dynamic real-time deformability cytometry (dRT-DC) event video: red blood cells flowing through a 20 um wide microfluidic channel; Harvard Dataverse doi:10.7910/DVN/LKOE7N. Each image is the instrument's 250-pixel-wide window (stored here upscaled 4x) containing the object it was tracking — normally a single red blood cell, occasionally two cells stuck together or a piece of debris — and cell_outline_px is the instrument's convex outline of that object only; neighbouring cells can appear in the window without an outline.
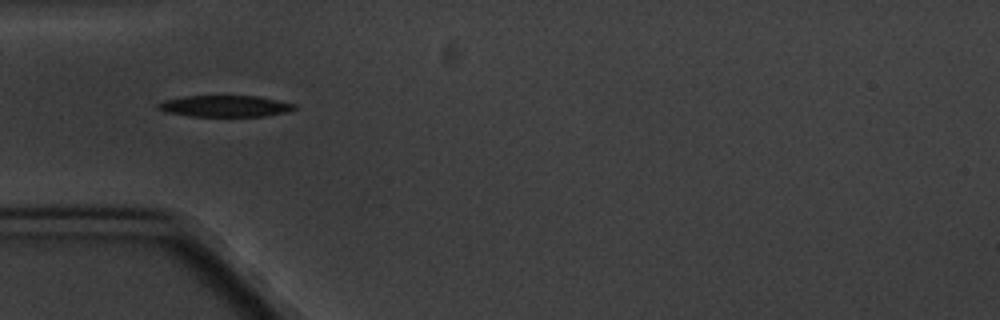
{"species": "common noctule bat (a hibernating species)", "species_latin": "Nyctalus noctula", "temperature_condition": "cold", "stored_images_in_passage": 2, "camera_frame_rate_fps": 3000, "um_per_image_px": 0.085, "animal": {"sex": "male", "body_mass_g": 20.1, "forearm_length_mm": 53.5}, "frame": {"image": 1, "passage_image": 1, "time_ms": 0.0, "image_size_px": [1000, 320], "cell_outline_px": [[296, 108], [284, 112], [264, 116], [192, 116], [168, 112], [156, 108], [156, 104], [164, 100], [184, 96], [256, 96], [296, 104]], "centroid_in_image_um": [19.09, 9.01], "position_along_channel_um": 65.9, "area_um2": 16.76}}